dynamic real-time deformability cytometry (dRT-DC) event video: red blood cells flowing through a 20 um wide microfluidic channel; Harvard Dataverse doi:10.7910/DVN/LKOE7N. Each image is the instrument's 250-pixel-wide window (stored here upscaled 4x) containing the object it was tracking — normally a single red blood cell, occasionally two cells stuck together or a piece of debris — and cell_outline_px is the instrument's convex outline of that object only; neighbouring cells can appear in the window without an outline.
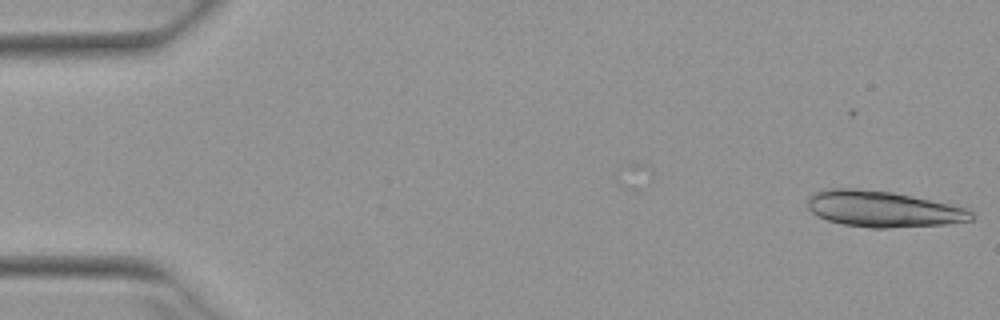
{"species": "Egyptian fruit bat (a non-hibernating species)", "species_latin": "Rousettus aegyptiacus", "temperature_condition": "warm", "stored_images_in_passage": 19, "camera_frame_rate_fps": 3000, "um_per_image_px": 0.085, "animal": {"sex": "female"}, "frame": {"image": 1, "passage_image": 1, "time_ms": 0.0, "image_size_px": [1000, 320], "cell_outline_px": [[972, 220], [948, 224], [884, 228], [872, 228], [844, 224], [828, 220], [816, 216], [808, 208], [808, 196], [812, 192], [824, 188], [852, 188], [892, 192], [912, 196], [948, 204], [964, 208], [972, 212]], "centroid_in_image_um": [74.98, 17.76], "position_along_channel_um": 10.0, "area_um2": 34.28}}